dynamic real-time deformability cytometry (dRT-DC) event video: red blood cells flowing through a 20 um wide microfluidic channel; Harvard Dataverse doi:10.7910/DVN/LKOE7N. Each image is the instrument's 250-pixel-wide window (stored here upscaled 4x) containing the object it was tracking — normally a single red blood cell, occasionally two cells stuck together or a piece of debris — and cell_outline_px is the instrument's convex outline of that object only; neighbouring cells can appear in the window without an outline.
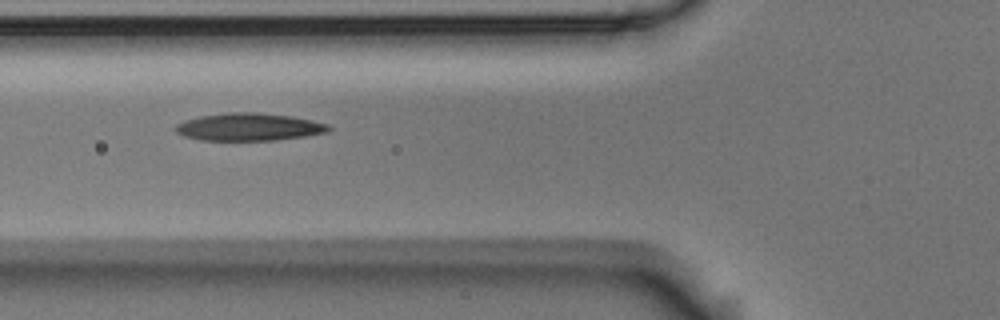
{"species": "Egyptian fruit bat (a non-hibernating species)", "species_latin": "Rousettus aegyptiacus", "temperature_condition": "room temperature", "stored_images_in_passage": 12, "camera_frame_rate_fps": 3000, "um_per_image_px": 0.085, "animal": {"sex": "male"}, "frame": {"image": 1, "passage_image": 5, "time_ms": 1.333, "image_size_px": [1000, 320], "cell_outline_px": [[332, 128], [328, 132], [304, 136], [276, 140], [200, 140], [184, 136], [176, 132], [176, 124], [200, 116], [228, 112], [256, 112], [292, 116], [312, 120], [328, 124]], "centroid_in_image_um": [21.19, 10.79], "position_along_channel_um": 104.6, "area_um2": 24.51}}
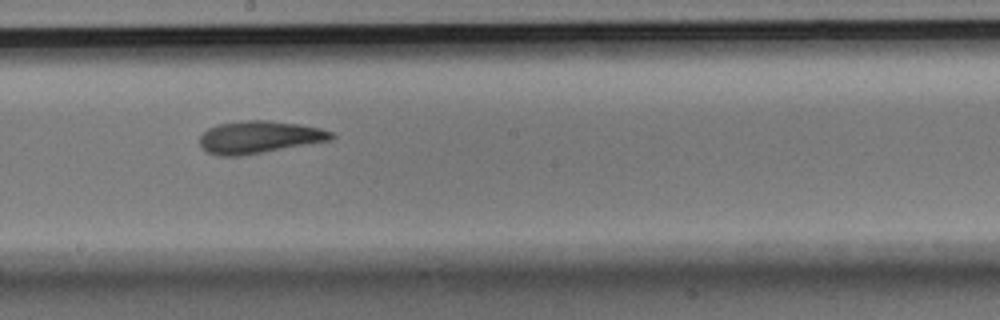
{"frame": {"image": 2, "passage_image": 8, "time_ms": 2.333, "image_size_px": [1000, 320], "cell_outline_px": [[336, 136], [332, 140], [240, 156], [216, 156], [208, 152], [200, 144], [200, 136], [208, 128], [216, 124], [244, 120], [268, 120], [300, 124], [320, 128], [332, 132]], "centroid_in_image_um": [22.04, 11.65], "position_along_channel_um": 226.2, "area_um2": 24.91}}
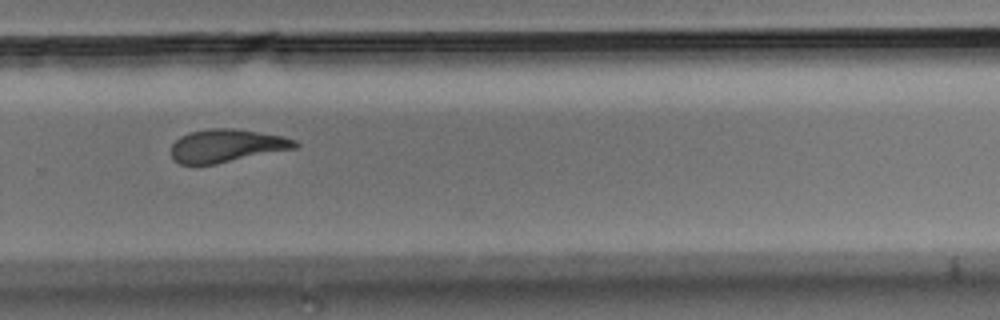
{"frame": {"image": 3, "passage_image": 10, "time_ms": 3.0, "image_size_px": [1000, 320], "cell_outline_px": [[300, 144], [296, 148], [216, 164], [180, 164], [172, 160], [172, 144], [180, 136], [188, 132], [208, 128], [236, 128], [284, 136], [296, 140]], "centroid_in_image_um": [19.27, 12.37], "position_along_channel_um": 310.5, "area_um2": 24.04}}